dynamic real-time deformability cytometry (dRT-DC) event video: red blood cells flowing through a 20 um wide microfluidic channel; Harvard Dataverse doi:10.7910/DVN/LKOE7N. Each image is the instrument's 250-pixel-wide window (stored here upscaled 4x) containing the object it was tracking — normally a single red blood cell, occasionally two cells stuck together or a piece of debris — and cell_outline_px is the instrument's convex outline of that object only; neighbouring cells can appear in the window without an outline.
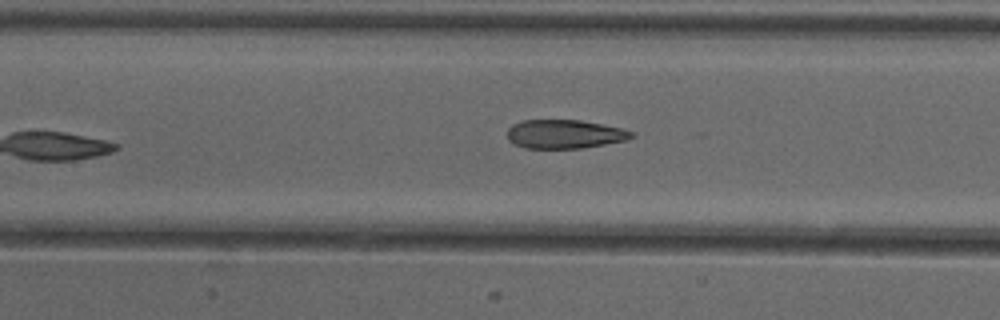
{"species": "common noctule bat (a hibernating species)", "species_latin": "Nyctalus noctula", "temperature_condition": "cold", "stored_images_in_passage": 5, "camera_frame_rate_fps": 3000, "um_per_image_px": 0.085, "animal": {"sex": "female"}, "frame": {"image": 1, "passage_image": 4, "time_ms": 3.667, "image_size_px": [1000, 320], "cell_outline_px": [[636, 136], [628, 140], [580, 148], [524, 148], [508, 140], [508, 128], [512, 124], [520, 120], [580, 120], [620, 128], [636, 132]], "centroid_in_image_um": [48.0, 11.39], "position_along_channel_um": 159.4, "area_um2": 20.87}}
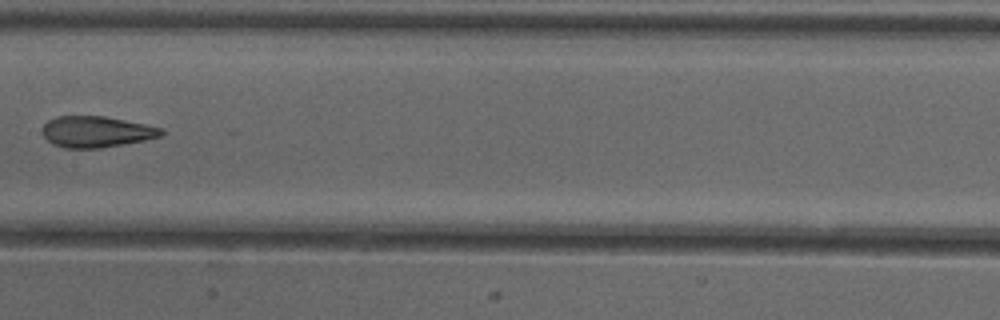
{"frame": {"image": 2, "passage_image": 5, "time_ms": 4.667, "image_size_px": [1000, 320], "cell_outline_px": [[164, 132], [160, 136], [144, 140], [100, 148], [64, 148], [52, 144], [40, 132], [40, 128], [48, 120], [56, 116], [104, 116], [164, 128]], "centroid_in_image_um": [8.13, 11.19], "position_along_channel_um": 199.3, "area_um2": 21.62}}